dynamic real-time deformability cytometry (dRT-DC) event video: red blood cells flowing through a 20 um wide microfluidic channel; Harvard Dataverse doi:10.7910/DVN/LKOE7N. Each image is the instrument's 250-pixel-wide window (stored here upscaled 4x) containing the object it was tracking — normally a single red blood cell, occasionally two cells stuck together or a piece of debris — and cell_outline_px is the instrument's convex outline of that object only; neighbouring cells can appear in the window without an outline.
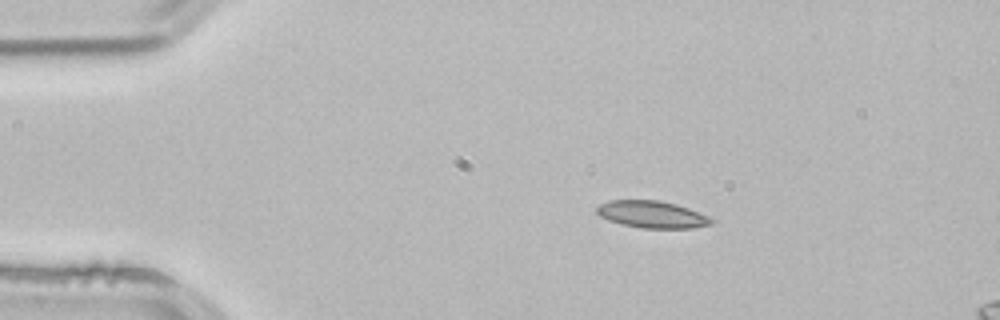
{"species": "common noctule bat (a hibernating species)", "species_latin": "Nyctalus noctula", "temperature_condition": "room temperature", "stored_images_in_passage": 3, "segment_of_instrument_passage": [1, 2], "camera_frame_rate_fps": 3000, "um_per_image_px": 0.085, "animal": {"sex": "male", "body_mass_g": 21.5, "forearm_length_mm": 52.0}, "frame": {"image": 1, "passage_image": 1, "time_ms": 0.0, "image_size_px": [1000, 320], "cell_outline_px": [[716, 220], [712, 224], [692, 228], [640, 228], [620, 224], [608, 220], [600, 216], [596, 212], [596, 208], [600, 204], [612, 200], [660, 200], [676, 204], [688, 208], [708, 216]], "centroid_in_image_um": [55.43, 18.23], "position_along_channel_um": 29.6, "area_um2": 18.15}}